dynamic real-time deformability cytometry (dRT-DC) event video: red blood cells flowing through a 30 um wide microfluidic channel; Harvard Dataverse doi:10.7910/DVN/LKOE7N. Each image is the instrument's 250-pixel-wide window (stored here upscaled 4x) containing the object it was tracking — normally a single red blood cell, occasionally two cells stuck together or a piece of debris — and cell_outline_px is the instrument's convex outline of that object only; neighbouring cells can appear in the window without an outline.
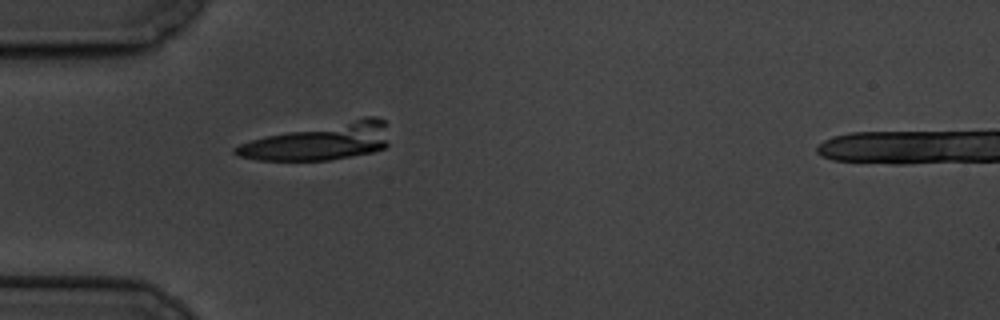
{"species": "common noctule bat (a hibernating species)", "species_latin": "Nyctalus noctula", "temperature_condition": "cold", "stored_images_in_passage": 61, "camera_frame_rate_fps": 3000, "um_per_image_px": 0.085, "animal": {"sex": "male", "body_mass_g": 19.5, "forearm_length_mm": 54.6}, "frame": {"image": 1, "passage_image": 19, "time_ms": 6.0, "image_size_px": [1000, 320], "cell_outline_px": [[388, 144], [384, 148], [372, 152], [328, 160], [256, 160], [240, 156], [232, 152], [232, 148], [240, 144], [252, 140], [268, 136], [364, 116], [376, 116], [384, 120]], "centroid_in_image_um": [27.18, 12.04], "position_along_channel_um": 57.8, "area_um2": 32.43}}